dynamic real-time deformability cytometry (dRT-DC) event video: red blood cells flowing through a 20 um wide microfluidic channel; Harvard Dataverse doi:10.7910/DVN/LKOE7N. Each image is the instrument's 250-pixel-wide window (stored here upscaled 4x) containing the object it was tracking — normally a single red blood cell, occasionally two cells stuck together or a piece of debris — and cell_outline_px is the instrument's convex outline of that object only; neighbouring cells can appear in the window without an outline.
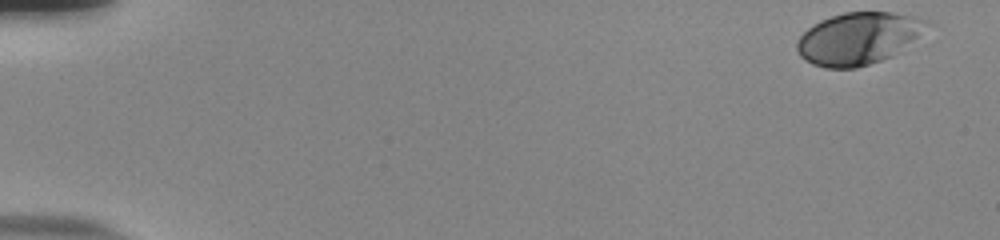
{"species": "human", "species_latin": "Homo sapiens", "temperature_condition": "room temperature", "stored_images_in_passage": 45, "camera_frame_rate_fps": 3000, "um_per_image_px": 0.085, "donor": {"sex": "male"}, "frame": {"image": 1, "passage_image": 1, "time_ms": 0.0, "image_size_px": [1000, 240], "cell_outline_px": [[932, 24], [892, 56], [856, 68], [824, 68], [812, 64], [804, 60], [800, 56], [796, 48], [796, 40], [812, 24], [820, 20], [844, 12], [892, 12], [912, 16], [928, 20]], "centroid_in_image_um": [72.91, 3.26], "position_along_channel_um": 12.1, "area_um2": 39.25}}
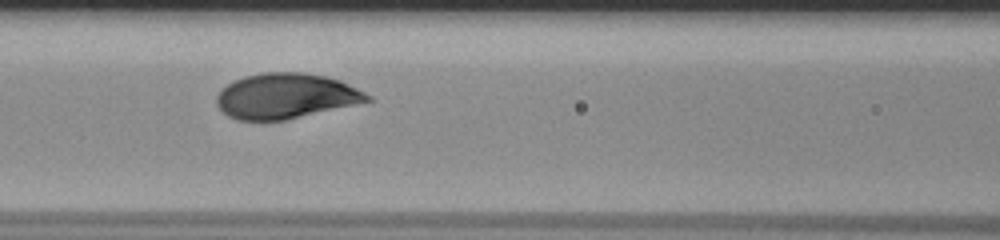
{"frame": {"image": 2, "passage_image": 24, "time_ms": 7.667, "image_size_px": [1000, 240], "cell_outline_px": [[372, 100], [284, 120], [240, 120], [228, 116], [216, 104], [216, 96], [220, 88], [244, 76], [264, 72], [304, 72], [324, 76], [340, 80], [372, 96]], "centroid_in_image_um": [24.26, 8.15], "position_along_channel_um": 142.3, "area_um2": 39.42}}
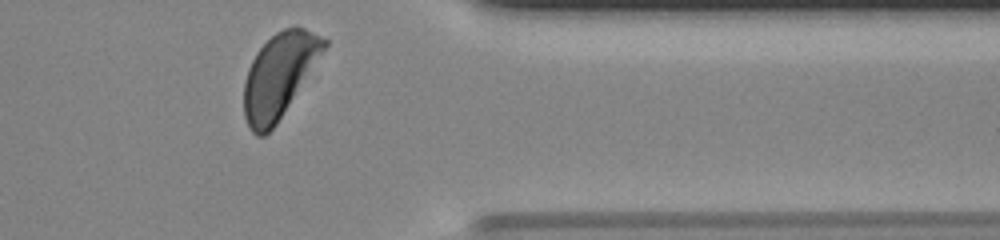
{"frame": {"image": 3, "passage_image": 44, "time_ms": 14.333, "image_size_px": [1000, 240], "cell_outline_px": [[328, 44], [276, 124], [264, 136], [256, 136], [252, 132], [244, 116], [244, 84], [248, 68], [256, 52], [276, 32], [284, 28], [304, 28], [328, 40]], "centroid_in_image_um": [23.7, 6.42], "position_along_channel_um": 387.7, "area_um2": 38.32}, "authors_computed_cell_mechanics": {"area_um2": 39.6508, "velocity_mm_per_s": 3.8178, "shape_relaxation_time_tau1_ms": 3.2693, "shape_relaxation_time_tau2_ms": null, "deformation_change_tau1": 0.1869, "deformation_change_tau2": null}}